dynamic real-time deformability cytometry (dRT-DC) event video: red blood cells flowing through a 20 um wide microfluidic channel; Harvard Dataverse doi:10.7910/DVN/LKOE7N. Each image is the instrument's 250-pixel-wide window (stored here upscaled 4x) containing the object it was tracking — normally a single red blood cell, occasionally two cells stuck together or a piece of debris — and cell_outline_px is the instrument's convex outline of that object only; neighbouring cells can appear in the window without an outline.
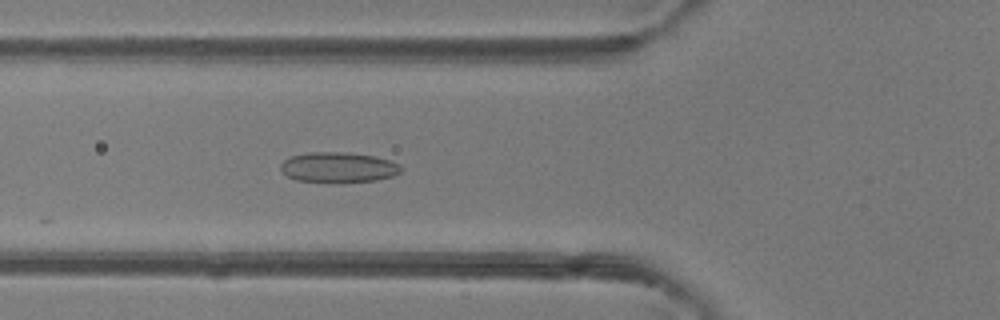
{"species": "common noctule bat (a hibernating species)", "species_latin": "Nyctalus noctula", "temperature_condition": "room temperature", "stored_images_in_passage": 9, "camera_frame_rate_fps": 3000, "um_per_image_px": 0.085, "animal": {"sex": "female"}, "frame": {"image": 1, "passage_image": 6, "time_ms": 1.667, "image_size_px": [1000, 320], "cell_outline_px": [[404, 168], [400, 172], [392, 176], [376, 180], [296, 180], [280, 172], [280, 164], [284, 160], [292, 156], [308, 152], [348, 152], [376, 156], [400, 164]], "centroid_in_image_um": [28.76, 14.18], "position_along_channel_um": 97.0, "area_um2": 20.69}}
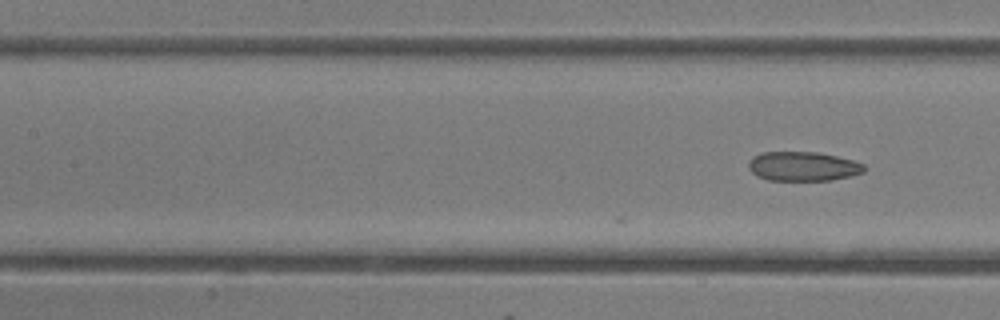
{"frame": {"image": 2, "passage_image": 9, "time_ms": 2.667, "image_size_px": [1000, 320], "cell_outline_px": [[868, 168], [864, 172], [832, 180], [768, 180], [756, 176], [748, 168], [748, 164], [752, 156], [760, 152], [816, 152], [836, 156], [852, 160], [864, 164]], "centroid_in_image_um": [68.24, 14.13], "position_along_channel_um": 139.2, "area_um2": 19.83}}